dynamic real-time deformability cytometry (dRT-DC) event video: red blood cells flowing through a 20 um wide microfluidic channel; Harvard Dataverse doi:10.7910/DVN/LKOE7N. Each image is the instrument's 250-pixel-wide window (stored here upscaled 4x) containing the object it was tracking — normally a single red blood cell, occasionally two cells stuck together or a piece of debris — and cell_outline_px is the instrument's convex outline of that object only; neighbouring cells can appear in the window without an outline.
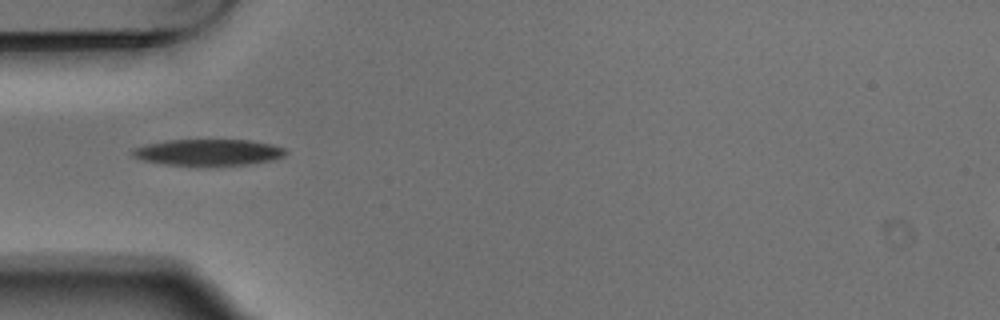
{"species": "Egyptian fruit bat (a non-hibernating species)", "species_latin": "Rousettus aegyptiacus", "temperature_condition": "warm", "stored_images_in_passage": 4, "camera_frame_rate_fps": 3000, "um_per_image_px": 0.085, "animal": {"sex": "male"}, "frame": {"image": 1, "passage_image": 4, "time_ms": 1.0, "image_size_px": [1000, 320], "cell_outline_px": [[288, 152], [284, 156], [272, 160], [248, 164], [164, 164], [144, 160], [132, 156], [128, 152], [132, 148], [148, 144], [168, 140], [252, 140], [272, 144], [284, 148]], "centroid_in_image_um": [17.71, 12.92], "position_along_channel_um": 67.3, "area_um2": 23.12}}